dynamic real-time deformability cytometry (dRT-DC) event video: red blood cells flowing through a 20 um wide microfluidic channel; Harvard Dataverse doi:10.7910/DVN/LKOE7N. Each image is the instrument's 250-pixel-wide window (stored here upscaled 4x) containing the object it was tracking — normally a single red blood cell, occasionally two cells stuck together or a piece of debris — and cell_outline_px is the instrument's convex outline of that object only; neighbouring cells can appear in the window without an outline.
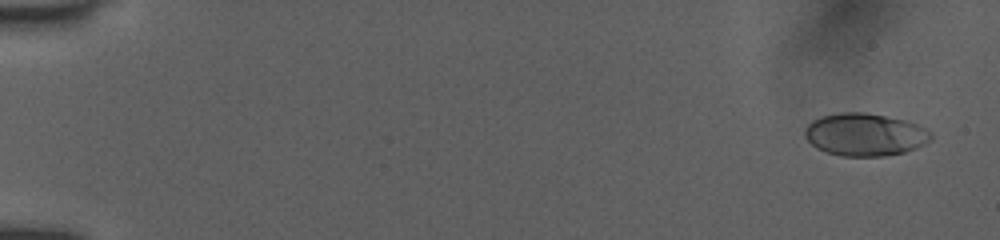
{"species": "human", "species_latin": "Homo sapiens", "temperature_condition": "room temperature", "stored_images_in_passage": 67, "camera_frame_rate_fps": 3000, "um_per_image_px": 0.085, "donor": {"sex": "female"}, "frame": {"image": 1, "passage_image": 3, "time_ms": 0.667, "image_size_px": [1000, 240], "cell_outline_px": [[932, 140], [916, 148], [904, 152], [884, 156], [840, 156], [816, 148], [804, 136], [804, 128], [812, 120], [820, 116], [840, 112], [864, 112], [908, 120], [932, 132]], "centroid_in_image_um": [73.52, 11.43], "position_along_channel_um": 11.5, "area_um2": 31.56}}
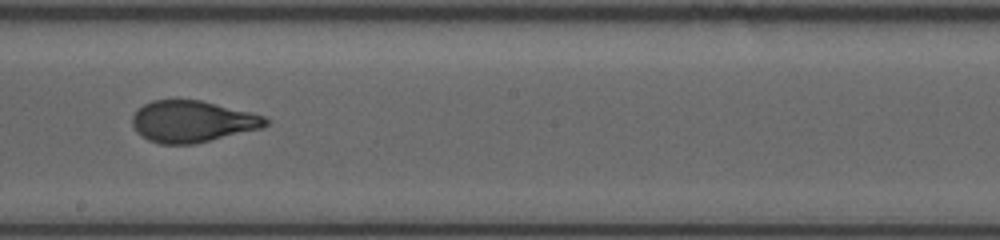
{"frame": {"image": 2, "passage_image": 41, "time_ms": 10.333, "image_size_px": [1000, 240], "cell_outline_px": [[268, 124], [260, 128], [192, 144], [160, 144], [148, 140], [140, 136], [136, 132], [132, 124], [132, 116], [136, 108], [152, 100], [200, 100], [264, 116], [268, 120]], "centroid_in_image_um": [16.26, 10.32], "position_along_channel_um": 231.9, "area_um2": 31.96}}
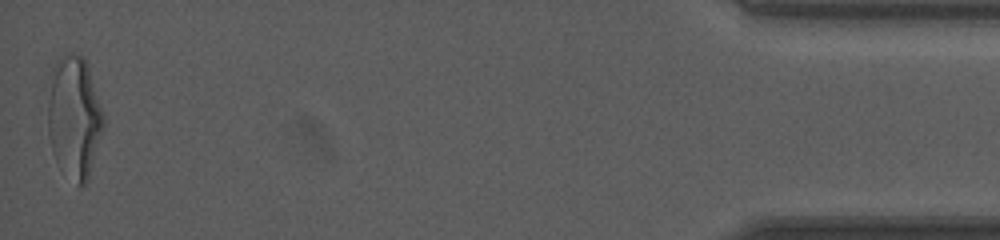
{"frame": {"image": 3, "passage_image": 66, "time_ms": 17.333, "image_size_px": [1000, 240], "cell_outline_px": [[104, 128], [88, 180], [80, 188], [76, 184], [56, 160], [52, 152], [48, 136], [48, 100], [52, 68], [56, 60], [68, 56], [80, 56], [88, 64], [104, 116]], "centroid_in_image_um": [6.32, 10.0], "position_along_channel_um": 428.9, "area_um2": 39.3}, "authors_computed_cell_mechanics": {"area_um2": 32.4258, "velocity_mm_per_s": 3.9956, "shape_relaxation_time_tau1_ms": 3.9333, "shape_relaxation_time_tau2_ms": 0.7338, "deformation_change_tau1": 0.1756, "deformation_change_tau2": 0.0705}}